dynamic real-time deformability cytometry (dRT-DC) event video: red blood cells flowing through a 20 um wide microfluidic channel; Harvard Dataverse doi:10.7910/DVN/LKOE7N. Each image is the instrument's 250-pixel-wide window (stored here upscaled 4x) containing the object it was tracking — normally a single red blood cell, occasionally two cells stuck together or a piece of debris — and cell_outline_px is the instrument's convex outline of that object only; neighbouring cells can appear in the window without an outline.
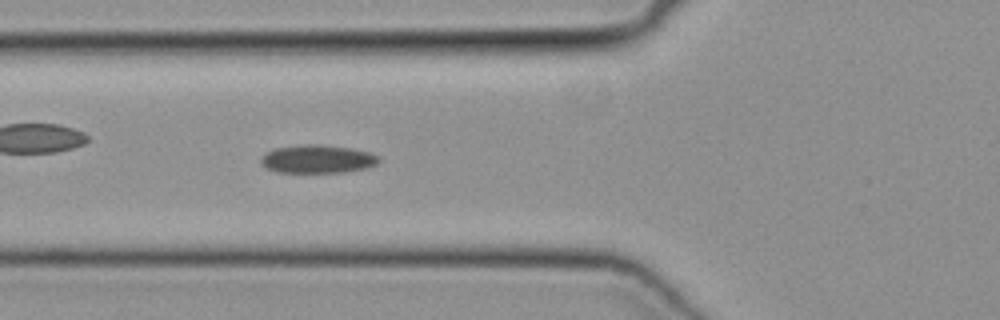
{"species": "common noctule bat (a hibernating species)", "species_latin": "Nyctalus noctula", "temperature_condition": "cold", "stored_images_in_passage": 51, "camera_frame_rate_fps": 3000, "um_per_image_px": 0.085, "animal": {"sex": "female", "body_mass_g": 19.3, "forearm_length_mm": 54.1}, "frame": {"image": 1, "passage_image": 19, "time_ms": 6.0, "image_size_px": [1000, 320], "cell_outline_px": [[380, 160], [376, 164], [368, 168], [344, 172], [276, 172], [264, 168], [260, 164], [260, 156], [264, 152], [272, 148], [304, 144], [316, 144], [352, 148], [368, 152], [380, 156]], "centroid_in_image_um": [26.93, 13.51], "position_along_channel_um": 98.9, "area_um2": 19.77}}
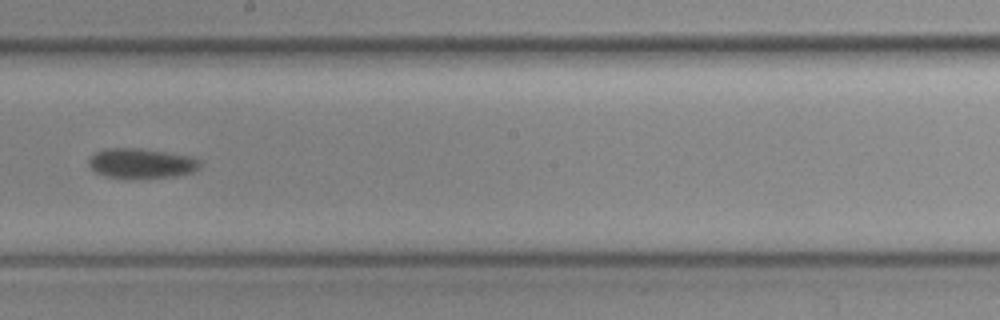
{"frame": {"image": 2, "passage_image": 29, "time_ms": 9.333, "image_size_px": [1000, 320], "cell_outline_px": [[200, 168], [192, 172], [176, 176], [140, 180], [124, 180], [108, 176], [96, 172], [88, 164], [88, 160], [96, 152], [104, 148], [140, 148], [192, 156], [200, 160]], "centroid_in_image_um": [12.03, 13.91], "position_along_channel_um": 236.2, "area_um2": 20.0}}
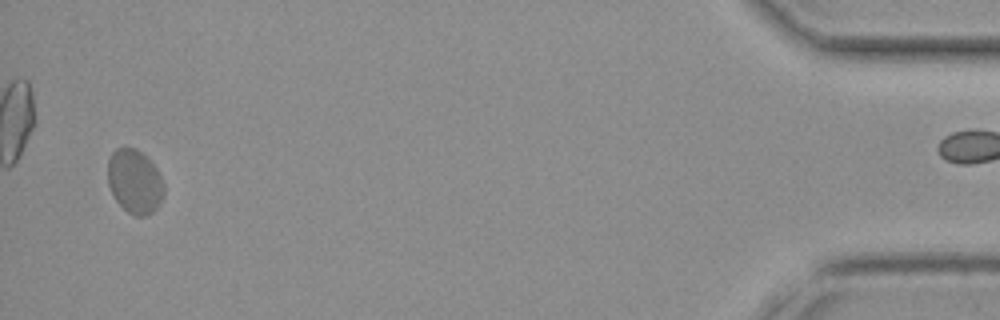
{"frame": {"image": 3, "passage_image": 49, "time_ms": 16.0, "image_size_px": [1000, 320], "cell_outline_px": [[164, 196], [160, 204], [152, 212], [144, 216], [132, 216], [116, 200], [108, 184], [108, 160], [112, 152], [116, 148], [136, 148], [156, 168], [164, 184]], "centroid_in_image_um": [11.45, 15.45], "position_along_channel_um": 423.8, "area_um2": 20.81}}